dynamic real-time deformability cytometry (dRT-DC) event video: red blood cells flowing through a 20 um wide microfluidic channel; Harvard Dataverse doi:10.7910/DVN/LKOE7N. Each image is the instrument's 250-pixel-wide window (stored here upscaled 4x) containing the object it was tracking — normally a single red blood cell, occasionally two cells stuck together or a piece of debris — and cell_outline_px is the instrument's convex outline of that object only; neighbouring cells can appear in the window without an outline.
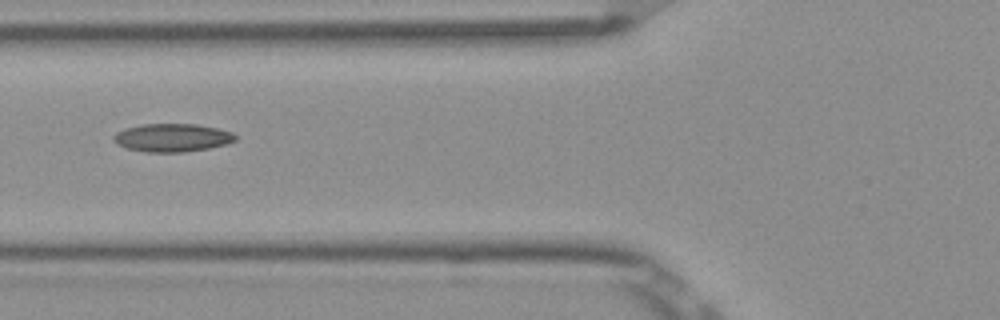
{"species": "Egyptian fruit bat (a non-hibernating species)", "species_latin": "Rousettus aegyptiacus", "temperature_condition": "room temperature", "stored_images_in_passage": 6, "camera_frame_rate_fps": 3000, "um_per_image_px": 0.085, "frame": {"image": 1, "passage_image": 6, "time_ms": 1.667, "image_size_px": [1000, 320], "cell_outline_px": [[236, 140], [228, 144], [208, 148], [184, 152], [148, 152], [128, 148], [116, 144], [112, 140], [112, 136], [116, 132], [124, 128], [140, 124], [196, 124], [216, 128], [232, 132], [236, 136]], "centroid_in_image_um": [14.61, 11.7], "position_along_channel_um": 111.2, "area_um2": 20.06}}